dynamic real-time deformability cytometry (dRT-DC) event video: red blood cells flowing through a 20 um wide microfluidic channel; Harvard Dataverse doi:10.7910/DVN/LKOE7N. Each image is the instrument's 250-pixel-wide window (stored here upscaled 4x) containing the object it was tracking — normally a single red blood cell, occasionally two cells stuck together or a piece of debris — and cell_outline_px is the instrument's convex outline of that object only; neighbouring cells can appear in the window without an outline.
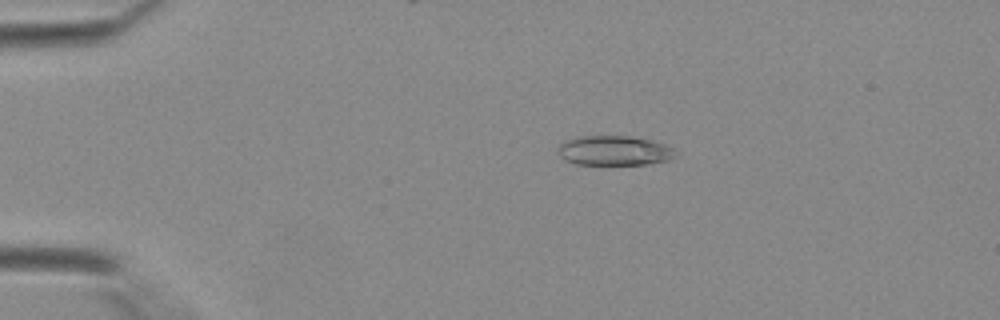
{"species": "Egyptian fruit bat (a non-hibernating species)", "species_latin": "Rousettus aegyptiacus", "temperature_condition": "warm", "stored_images_in_passage": 34, "camera_frame_rate_fps": 3000, "um_per_image_px": 0.085, "animal": {"sex": "female"}, "frame": {"image": 1, "passage_image": 2, "time_ms": 0.333, "image_size_px": [1000, 320], "cell_outline_px": [[672, 156], [668, 160], [648, 164], [576, 164], [560, 156], [556, 148], [560, 144], [568, 140], [584, 136], [628, 136], [652, 140], [664, 144], [672, 148]], "centroid_in_image_um": [52.18, 12.8], "position_along_channel_um": 32.8, "area_um2": 19.88}}
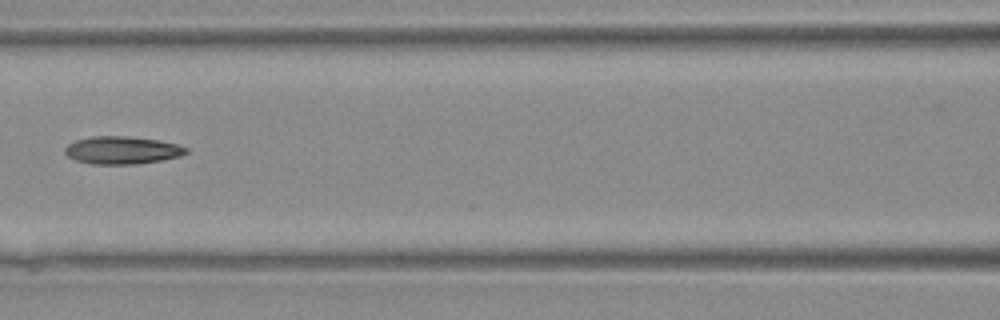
{"frame": {"image": 2, "passage_image": 13, "time_ms": 4.0, "image_size_px": [1000, 320], "cell_outline_px": [[188, 152], [180, 156], [160, 160], [136, 164], [92, 164], [76, 160], [68, 156], [64, 152], [64, 148], [68, 144], [76, 140], [92, 136], [128, 136], [156, 140], [176, 144], [188, 148]], "centroid_in_image_um": [10.35, 12.76], "position_along_channel_um": 156.2, "area_um2": 19.42}}
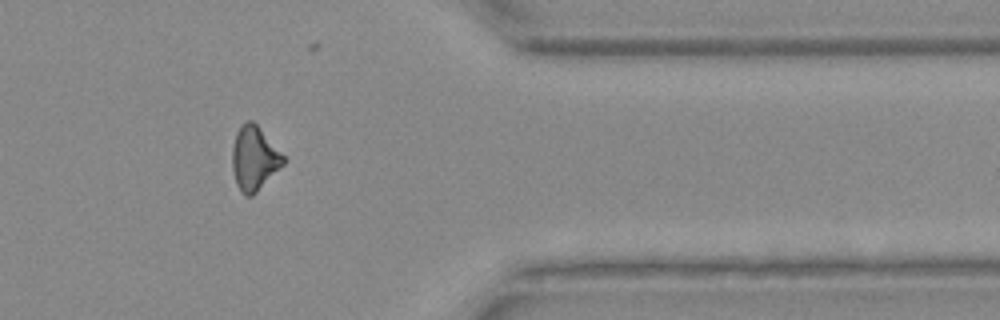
{"frame": {"image": 3, "passage_image": 28, "time_ms": 9.0, "image_size_px": [1000, 320], "cell_outline_px": [[284, 164], [252, 196], [244, 196], [236, 184], [232, 168], [232, 148], [236, 132], [240, 124], [248, 120], [252, 120], [256, 124], [284, 156]], "centroid_in_image_um": [21.57, 13.46], "position_along_channel_um": 389.8, "area_um2": 18.9}}